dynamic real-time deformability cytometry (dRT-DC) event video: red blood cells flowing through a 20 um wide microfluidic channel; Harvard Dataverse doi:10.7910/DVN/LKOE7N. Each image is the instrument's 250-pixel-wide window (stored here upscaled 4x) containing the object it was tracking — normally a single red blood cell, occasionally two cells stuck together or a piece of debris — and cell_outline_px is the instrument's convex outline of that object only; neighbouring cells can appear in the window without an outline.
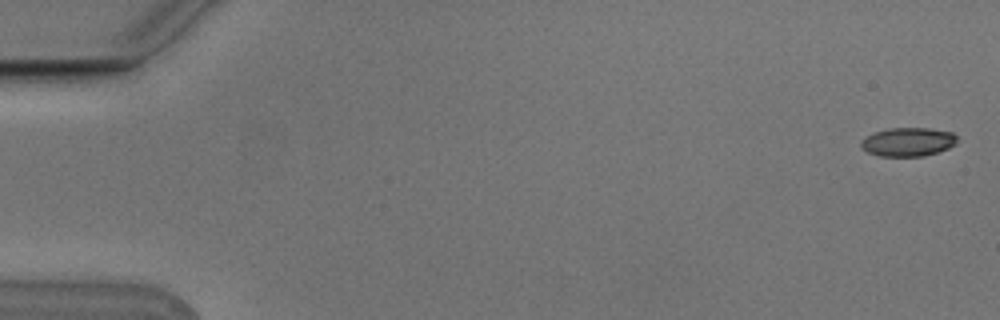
{"species": "Egyptian fruit bat (a non-hibernating species)", "species_latin": "Rousettus aegyptiacus", "temperature_condition": "cold", "stored_images_in_passage": 7, "camera_frame_rate_fps": 3000, "um_per_image_px": 0.085, "animal": {"sex": "male"}, "frame": {"image": 1, "passage_image": 1, "time_ms": 0.0, "image_size_px": [1000, 320], "cell_outline_px": [[956, 144], [948, 148], [924, 156], [880, 156], [868, 152], [860, 144], [860, 140], [876, 132], [888, 128], [928, 128], [952, 132], [956, 136]], "centroid_in_image_um": [77.19, 12.06], "position_along_channel_um": 7.8, "area_um2": 15.9}}
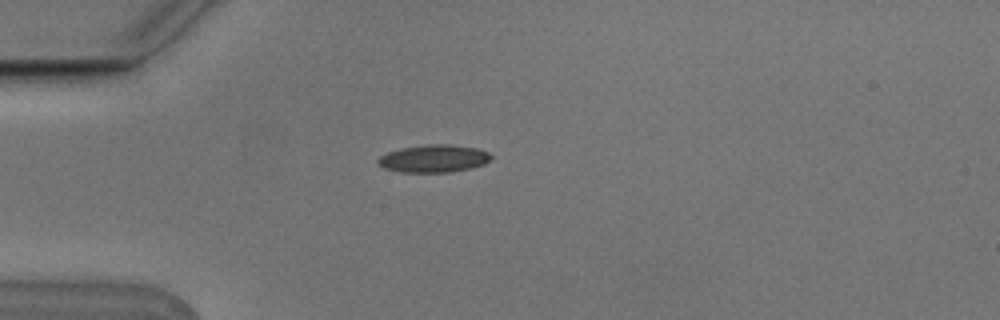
{"frame": {"image": 2, "passage_image": 5, "time_ms": 1.333, "image_size_px": [1000, 320], "cell_outline_px": [[492, 156], [484, 164], [472, 168], [448, 172], [400, 172], [384, 168], [376, 164], [376, 160], [380, 156], [388, 152], [400, 148], [428, 144], [448, 144], [476, 148], [488, 152]], "centroid_in_image_um": [36.82, 13.48], "position_along_channel_um": 48.2, "area_um2": 18.21}}